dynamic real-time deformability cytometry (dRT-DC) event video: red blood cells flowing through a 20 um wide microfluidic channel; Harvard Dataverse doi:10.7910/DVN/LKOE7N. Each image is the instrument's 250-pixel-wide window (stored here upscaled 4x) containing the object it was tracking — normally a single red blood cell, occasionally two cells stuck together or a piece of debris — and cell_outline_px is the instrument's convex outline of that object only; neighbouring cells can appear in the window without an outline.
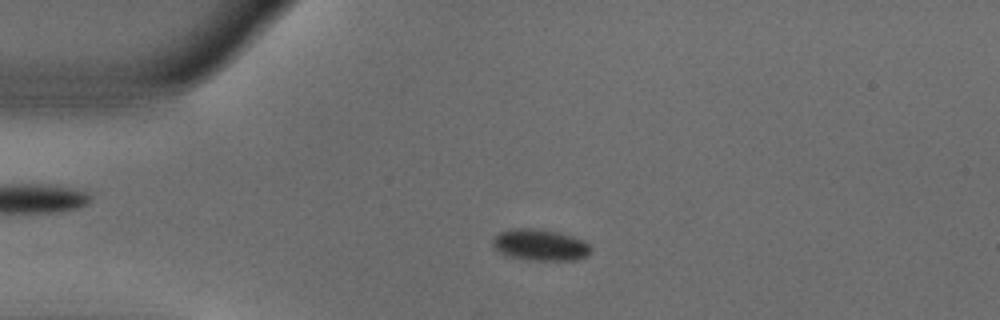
{"species": "common noctule bat (a hibernating species)", "species_latin": "Nyctalus noctula", "temperature_condition": "warm", "stored_images_in_passage": 51, "camera_frame_rate_fps": 3000, "um_per_image_px": 0.085, "animal": {"sex": "male", "body_mass_g": 18.8}, "frame": {"image": 1, "passage_image": 10, "time_ms": 3.0, "image_size_px": [1000, 320], "cell_outline_px": [[592, 248], [584, 256], [572, 260], [528, 260], [504, 256], [492, 244], [492, 240], [500, 232], [512, 228], [532, 228], [556, 232], [572, 236], [584, 240]], "centroid_in_image_um": [45.87, 20.82], "position_along_channel_um": 39.1, "area_um2": 17.8}}
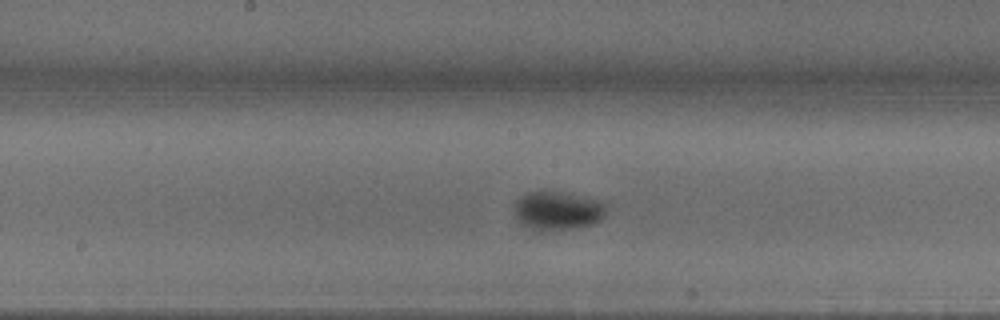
{"frame": {"image": 2, "passage_image": 25, "time_ms": 8.0, "image_size_px": [1000, 320], "cell_outline_px": [[608, 204], [604, 216], [600, 220], [592, 224], [552, 232], [536, 232], [524, 224], [516, 216], [516, 200], [520, 196], [528, 192], [544, 188], [564, 192], [600, 200]], "centroid_in_image_um": [47.41, 17.88], "position_along_channel_um": 200.8, "area_um2": 21.39}}
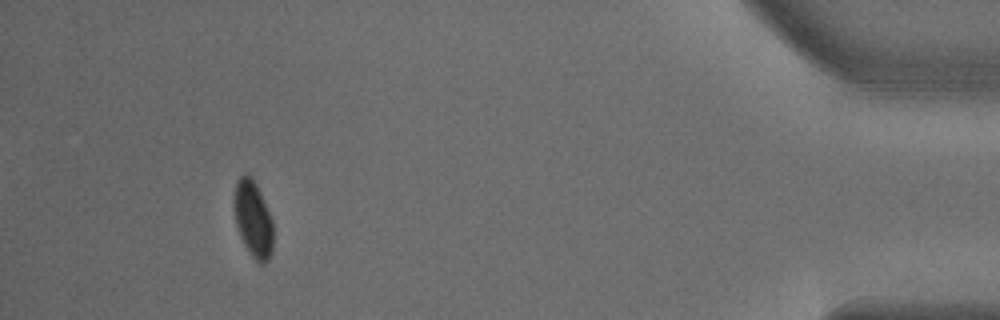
{"frame": {"image": 3, "passage_image": 47, "time_ms": 15.333, "image_size_px": [1000, 320], "cell_outline_px": [[272, 252], [268, 260], [264, 264], [260, 264], [248, 252], [240, 236], [236, 224], [232, 204], [236, 184], [240, 176], [248, 176], [256, 184], [264, 200], [272, 220]], "centroid_in_image_um": [21.5, 18.66], "position_along_channel_um": 413.7, "area_um2": 17.28}, "authors_computed_cell_mechanics": {"area_um2": 18.1492, "velocity_mm_per_s": 3.7741, "shape_relaxation_time_tau1_ms": 7.8632, "shape_relaxation_time_tau2_ms": null, "deformation_change_tau1": 0.18, "deformation_change_tau2": null}}